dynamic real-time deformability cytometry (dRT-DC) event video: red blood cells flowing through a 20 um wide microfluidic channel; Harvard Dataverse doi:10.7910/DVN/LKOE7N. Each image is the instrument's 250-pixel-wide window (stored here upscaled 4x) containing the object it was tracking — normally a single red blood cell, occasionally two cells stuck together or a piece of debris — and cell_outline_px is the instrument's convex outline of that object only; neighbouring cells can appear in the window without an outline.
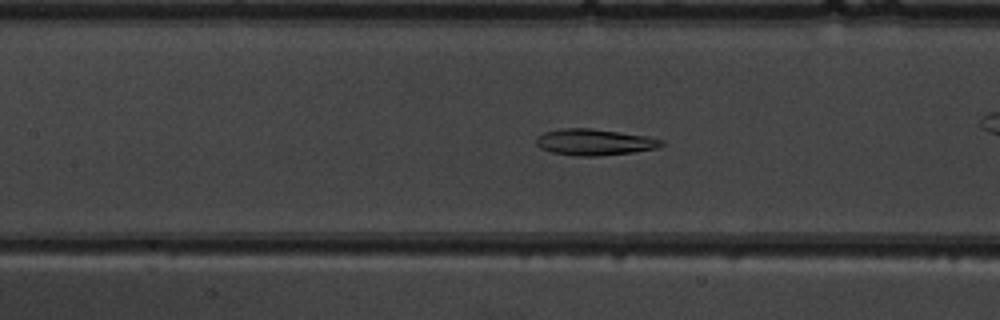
{"species": "common noctule bat (a hibernating species)", "species_latin": "Nyctalus noctula", "temperature_condition": "warm", "stored_images_in_passage": 38, "camera_frame_rate_fps": 3000, "um_per_image_px": 0.085, "animal": {"sex": "male", "body_mass_g": 19.5, "forearm_length_mm": 54.6}, "frame": {"image": 1, "passage_image": 9, "time_ms": 2.667, "image_size_px": [1000, 320], "cell_outline_px": [[664, 144], [660, 148], [632, 152], [600, 156], [576, 156], [552, 152], [540, 148], [536, 144], [536, 136], [544, 132], [560, 128], [588, 128], [648, 136], [664, 140]], "centroid_in_image_um": [50.53, 12.08], "position_along_channel_um": 156.9, "area_um2": 19.31}}
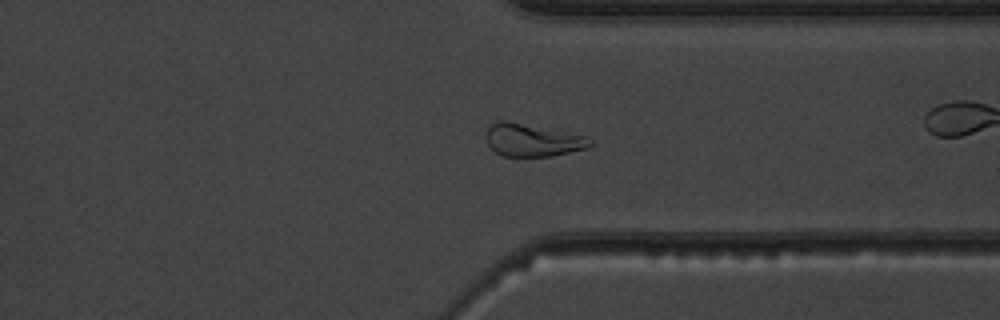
{"frame": {"image": 2, "passage_image": 25, "time_ms": 8.0, "image_size_px": [1000, 320], "cell_outline_px": [[592, 144], [584, 148], [552, 156], [500, 156], [488, 144], [484, 136], [488, 128], [492, 124], [500, 120], [504, 120], [588, 136], [592, 140]], "centroid_in_image_um": [45.23, 11.91], "position_along_channel_um": 366.2, "area_um2": 19.59}}
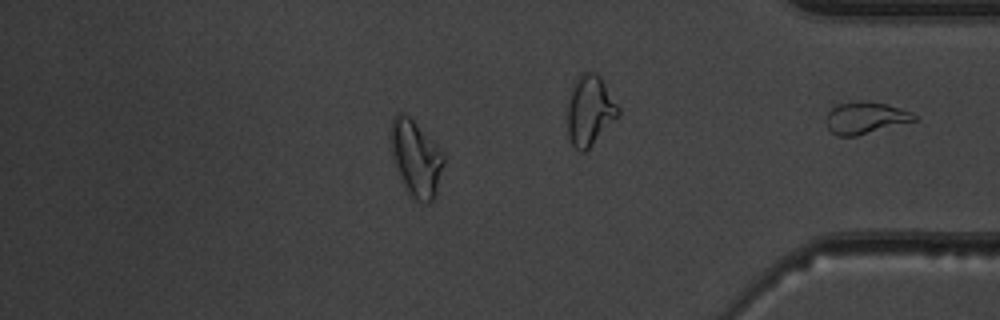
{"frame": {"image": 3, "passage_image": 30, "time_ms": 9.667, "image_size_px": [1000, 320], "cell_outline_px": [[444, 164], [436, 196], [428, 204], [424, 204], [408, 196], [400, 180], [392, 160], [392, 116], [396, 112], [400, 112], [408, 116], [444, 152]], "centroid_in_image_um": [35.36, 13.53], "position_along_channel_um": 399.8, "area_um2": 23.7}, "authors_computed_cell_mechanics": {"area_um2": 19.3919, "velocity_mm_per_s": 3.9182, "shape_relaxation_time_tau1_ms": 9.5412, "shape_relaxation_time_tau2_ms": 2.4059, "deformation_change_tau1": 0.2228, "deformation_change_tau2": 0.0892}}